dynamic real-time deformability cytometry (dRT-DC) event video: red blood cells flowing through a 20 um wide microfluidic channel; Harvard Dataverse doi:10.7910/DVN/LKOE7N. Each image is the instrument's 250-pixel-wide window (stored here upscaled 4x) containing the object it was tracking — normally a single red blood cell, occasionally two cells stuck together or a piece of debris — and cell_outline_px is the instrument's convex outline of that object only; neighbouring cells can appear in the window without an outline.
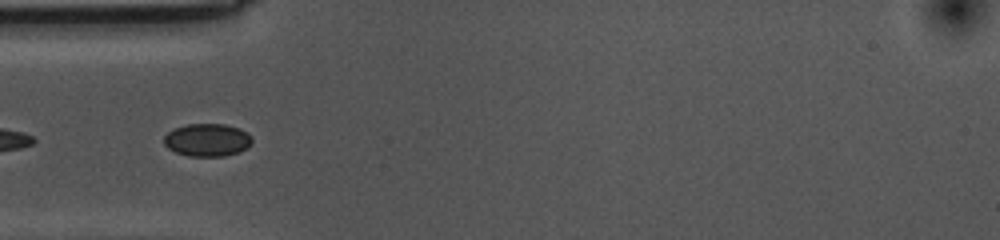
{"species": "common noctule bat (a hibernating species)", "species_latin": "Nyctalus noctula", "temperature_condition": "cold", "stored_images_in_passage": 22, "camera_frame_rate_fps": 3000, "um_per_image_px": 0.085, "animal": {"sex": "female", "body_mass_g": 10.0, "forearm_length_mm": 53.1}, "frame": {"image": 1, "passage_image": 16, "time_ms": 5.0, "image_size_px": [1000, 240], "cell_outline_px": [[252, 144], [248, 148], [240, 152], [224, 156], [188, 156], [176, 152], [168, 148], [164, 144], [164, 136], [172, 128], [188, 124], [224, 124], [240, 128], [248, 132], [252, 136]], "centroid_in_image_um": [17.65, 11.89], "position_along_channel_um": 67.4, "area_um2": 17.11}}